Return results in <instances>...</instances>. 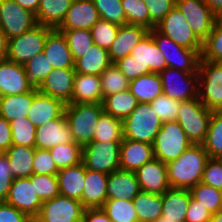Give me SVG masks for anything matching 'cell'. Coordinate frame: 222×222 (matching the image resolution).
<instances>
[{"mask_svg": "<svg viewBox=\"0 0 222 222\" xmlns=\"http://www.w3.org/2000/svg\"><path fill=\"white\" fill-rule=\"evenodd\" d=\"M100 18L119 26L126 25L127 20L121 0H92Z\"/></svg>", "mask_w": 222, "mask_h": 222, "instance_id": "cell-48", "label": "cell"}, {"mask_svg": "<svg viewBox=\"0 0 222 222\" xmlns=\"http://www.w3.org/2000/svg\"><path fill=\"white\" fill-rule=\"evenodd\" d=\"M163 94L178 101H187L198 97L199 74L187 73L167 67L158 73Z\"/></svg>", "mask_w": 222, "mask_h": 222, "instance_id": "cell-11", "label": "cell"}, {"mask_svg": "<svg viewBox=\"0 0 222 222\" xmlns=\"http://www.w3.org/2000/svg\"><path fill=\"white\" fill-rule=\"evenodd\" d=\"M100 79L103 99L111 94L129 89V80L114 63L100 75Z\"/></svg>", "mask_w": 222, "mask_h": 222, "instance_id": "cell-44", "label": "cell"}, {"mask_svg": "<svg viewBox=\"0 0 222 222\" xmlns=\"http://www.w3.org/2000/svg\"><path fill=\"white\" fill-rule=\"evenodd\" d=\"M162 123L150 103H139L123 120V137L152 145Z\"/></svg>", "mask_w": 222, "mask_h": 222, "instance_id": "cell-4", "label": "cell"}, {"mask_svg": "<svg viewBox=\"0 0 222 222\" xmlns=\"http://www.w3.org/2000/svg\"><path fill=\"white\" fill-rule=\"evenodd\" d=\"M191 145L193 144L176 120L163 122L152 144L153 155L167 164L178 159Z\"/></svg>", "mask_w": 222, "mask_h": 222, "instance_id": "cell-6", "label": "cell"}, {"mask_svg": "<svg viewBox=\"0 0 222 222\" xmlns=\"http://www.w3.org/2000/svg\"><path fill=\"white\" fill-rule=\"evenodd\" d=\"M43 54L57 69L74 68V59L62 32L53 29L46 37Z\"/></svg>", "mask_w": 222, "mask_h": 222, "instance_id": "cell-26", "label": "cell"}, {"mask_svg": "<svg viewBox=\"0 0 222 222\" xmlns=\"http://www.w3.org/2000/svg\"><path fill=\"white\" fill-rule=\"evenodd\" d=\"M111 64L108 50L94 44L84 56L74 61V70L76 73L100 76Z\"/></svg>", "mask_w": 222, "mask_h": 222, "instance_id": "cell-30", "label": "cell"}, {"mask_svg": "<svg viewBox=\"0 0 222 222\" xmlns=\"http://www.w3.org/2000/svg\"><path fill=\"white\" fill-rule=\"evenodd\" d=\"M73 0H40L35 14L38 24L57 29L63 22Z\"/></svg>", "mask_w": 222, "mask_h": 222, "instance_id": "cell-33", "label": "cell"}, {"mask_svg": "<svg viewBox=\"0 0 222 222\" xmlns=\"http://www.w3.org/2000/svg\"><path fill=\"white\" fill-rule=\"evenodd\" d=\"M83 147L76 142L59 144L49 149L58 170L78 165L82 162Z\"/></svg>", "mask_w": 222, "mask_h": 222, "instance_id": "cell-40", "label": "cell"}, {"mask_svg": "<svg viewBox=\"0 0 222 222\" xmlns=\"http://www.w3.org/2000/svg\"><path fill=\"white\" fill-rule=\"evenodd\" d=\"M37 92V87H35L29 92L0 97V117L5 118L8 122L27 117L33 97Z\"/></svg>", "mask_w": 222, "mask_h": 222, "instance_id": "cell-32", "label": "cell"}, {"mask_svg": "<svg viewBox=\"0 0 222 222\" xmlns=\"http://www.w3.org/2000/svg\"><path fill=\"white\" fill-rule=\"evenodd\" d=\"M12 132V145L35 148L36 127L27 117L9 122Z\"/></svg>", "mask_w": 222, "mask_h": 222, "instance_id": "cell-43", "label": "cell"}, {"mask_svg": "<svg viewBox=\"0 0 222 222\" xmlns=\"http://www.w3.org/2000/svg\"><path fill=\"white\" fill-rule=\"evenodd\" d=\"M121 142L92 141L82 149V163L86 169L111 174L120 169Z\"/></svg>", "mask_w": 222, "mask_h": 222, "instance_id": "cell-9", "label": "cell"}, {"mask_svg": "<svg viewBox=\"0 0 222 222\" xmlns=\"http://www.w3.org/2000/svg\"><path fill=\"white\" fill-rule=\"evenodd\" d=\"M211 216L207 209L191 197L185 222H209Z\"/></svg>", "mask_w": 222, "mask_h": 222, "instance_id": "cell-58", "label": "cell"}, {"mask_svg": "<svg viewBox=\"0 0 222 222\" xmlns=\"http://www.w3.org/2000/svg\"><path fill=\"white\" fill-rule=\"evenodd\" d=\"M81 222H111L101 208H86Z\"/></svg>", "mask_w": 222, "mask_h": 222, "instance_id": "cell-60", "label": "cell"}, {"mask_svg": "<svg viewBox=\"0 0 222 222\" xmlns=\"http://www.w3.org/2000/svg\"><path fill=\"white\" fill-rule=\"evenodd\" d=\"M158 49L164 55L167 67L187 73H197L202 49H188L177 45L169 37L159 33L155 28L149 30Z\"/></svg>", "mask_w": 222, "mask_h": 222, "instance_id": "cell-8", "label": "cell"}, {"mask_svg": "<svg viewBox=\"0 0 222 222\" xmlns=\"http://www.w3.org/2000/svg\"><path fill=\"white\" fill-rule=\"evenodd\" d=\"M123 121L103 112L97 122L93 141L122 142Z\"/></svg>", "mask_w": 222, "mask_h": 222, "instance_id": "cell-38", "label": "cell"}, {"mask_svg": "<svg viewBox=\"0 0 222 222\" xmlns=\"http://www.w3.org/2000/svg\"><path fill=\"white\" fill-rule=\"evenodd\" d=\"M7 52H8V38L0 29V60L6 59Z\"/></svg>", "mask_w": 222, "mask_h": 222, "instance_id": "cell-62", "label": "cell"}, {"mask_svg": "<svg viewBox=\"0 0 222 222\" xmlns=\"http://www.w3.org/2000/svg\"><path fill=\"white\" fill-rule=\"evenodd\" d=\"M85 209L81 201L59 194L43 201L36 219L39 222H81Z\"/></svg>", "mask_w": 222, "mask_h": 222, "instance_id": "cell-12", "label": "cell"}, {"mask_svg": "<svg viewBox=\"0 0 222 222\" xmlns=\"http://www.w3.org/2000/svg\"><path fill=\"white\" fill-rule=\"evenodd\" d=\"M0 222H32V219L7 202H0Z\"/></svg>", "mask_w": 222, "mask_h": 222, "instance_id": "cell-57", "label": "cell"}, {"mask_svg": "<svg viewBox=\"0 0 222 222\" xmlns=\"http://www.w3.org/2000/svg\"><path fill=\"white\" fill-rule=\"evenodd\" d=\"M119 30V25L100 19L91 29L94 44L109 50Z\"/></svg>", "mask_w": 222, "mask_h": 222, "instance_id": "cell-50", "label": "cell"}, {"mask_svg": "<svg viewBox=\"0 0 222 222\" xmlns=\"http://www.w3.org/2000/svg\"><path fill=\"white\" fill-rule=\"evenodd\" d=\"M153 158L151 144L123 138L120 146V169L136 172Z\"/></svg>", "mask_w": 222, "mask_h": 222, "instance_id": "cell-24", "label": "cell"}, {"mask_svg": "<svg viewBox=\"0 0 222 222\" xmlns=\"http://www.w3.org/2000/svg\"><path fill=\"white\" fill-rule=\"evenodd\" d=\"M65 107L66 104L61 100L38 91L33 97L27 118L37 128L48 121L61 117L64 114Z\"/></svg>", "mask_w": 222, "mask_h": 222, "instance_id": "cell-23", "label": "cell"}, {"mask_svg": "<svg viewBox=\"0 0 222 222\" xmlns=\"http://www.w3.org/2000/svg\"><path fill=\"white\" fill-rule=\"evenodd\" d=\"M191 197L200 203L211 214L221 210L222 191L203 182L189 189Z\"/></svg>", "mask_w": 222, "mask_h": 222, "instance_id": "cell-42", "label": "cell"}, {"mask_svg": "<svg viewBox=\"0 0 222 222\" xmlns=\"http://www.w3.org/2000/svg\"><path fill=\"white\" fill-rule=\"evenodd\" d=\"M19 6L28 11L37 13L40 0H14Z\"/></svg>", "mask_w": 222, "mask_h": 222, "instance_id": "cell-61", "label": "cell"}, {"mask_svg": "<svg viewBox=\"0 0 222 222\" xmlns=\"http://www.w3.org/2000/svg\"><path fill=\"white\" fill-rule=\"evenodd\" d=\"M102 103H68L64 115L72 132L73 141L84 147L93 141Z\"/></svg>", "mask_w": 222, "mask_h": 222, "instance_id": "cell-3", "label": "cell"}, {"mask_svg": "<svg viewBox=\"0 0 222 222\" xmlns=\"http://www.w3.org/2000/svg\"><path fill=\"white\" fill-rule=\"evenodd\" d=\"M155 222H175V221L170 219H165L164 217L161 216Z\"/></svg>", "mask_w": 222, "mask_h": 222, "instance_id": "cell-66", "label": "cell"}, {"mask_svg": "<svg viewBox=\"0 0 222 222\" xmlns=\"http://www.w3.org/2000/svg\"><path fill=\"white\" fill-rule=\"evenodd\" d=\"M12 168L5 153H0V202H5L13 182Z\"/></svg>", "mask_w": 222, "mask_h": 222, "instance_id": "cell-56", "label": "cell"}, {"mask_svg": "<svg viewBox=\"0 0 222 222\" xmlns=\"http://www.w3.org/2000/svg\"><path fill=\"white\" fill-rule=\"evenodd\" d=\"M204 2L214 14H217L222 9V0H204Z\"/></svg>", "mask_w": 222, "mask_h": 222, "instance_id": "cell-63", "label": "cell"}, {"mask_svg": "<svg viewBox=\"0 0 222 222\" xmlns=\"http://www.w3.org/2000/svg\"><path fill=\"white\" fill-rule=\"evenodd\" d=\"M101 79L98 75L76 73L72 103H102Z\"/></svg>", "mask_w": 222, "mask_h": 222, "instance_id": "cell-29", "label": "cell"}, {"mask_svg": "<svg viewBox=\"0 0 222 222\" xmlns=\"http://www.w3.org/2000/svg\"><path fill=\"white\" fill-rule=\"evenodd\" d=\"M176 8L182 12L195 36L203 42L212 32L215 14L204 0H176Z\"/></svg>", "mask_w": 222, "mask_h": 222, "instance_id": "cell-14", "label": "cell"}, {"mask_svg": "<svg viewBox=\"0 0 222 222\" xmlns=\"http://www.w3.org/2000/svg\"><path fill=\"white\" fill-rule=\"evenodd\" d=\"M58 172L50 151L35 148L33 174L57 175Z\"/></svg>", "mask_w": 222, "mask_h": 222, "instance_id": "cell-54", "label": "cell"}, {"mask_svg": "<svg viewBox=\"0 0 222 222\" xmlns=\"http://www.w3.org/2000/svg\"><path fill=\"white\" fill-rule=\"evenodd\" d=\"M66 37L68 47L74 61L84 56L85 52L94 45L91 31L86 29L58 30Z\"/></svg>", "mask_w": 222, "mask_h": 222, "instance_id": "cell-45", "label": "cell"}, {"mask_svg": "<svg viewBox=\"0 0 222 222\" xmlns=\"http://www.w3.org/2000/svg\"><path fill=\"white\" fill-rule=\"evenodd\" d=\"M135 173L143 191L162 195L170 188L167 166L156 158L145 163Z\"/></svg>", "mask_w": 222, "mask_h": 222, "instance_id": "cell-21", "label": "cell"}, {"mask_svg": "<svg viewBox=\"0 0 222 222\" xmlns=\"http://www.w3.org/2000/svg\"><path fill=\"white\" fill-rule=\"evenodd\" d=\"M180 104L181 101L169 98L164 94L150 103L162 122L175 121L179 113Z\"/></svg>", "mask_w": 222, "mask_h": 222, "instance_id": "cell-51", "label": "cell"}, {"mask_svg": "<svg viewBox=\"0 0 222 222\" xmlns=\"http://www.w3.org/2000/svg\"><path fill=\"white\" fill-rule=\"evenodd\" d=\"M73 142L65 115L36 128L35 148L49 150L59 144Z\"/></svg>", "mask_w": 222, "mask_h": 222, "instance_id": "cell-20", "label": "cell"}, {"mask_svg": "<svg viewBox=\"0 0 222 222\" xmlns=\"http://www.w3.org/2000/svg\"><path fill=\"white\" fill-rule=\"evenodd\" d=\"M74 68H54L37 90L45 95L61 100L65 104L72 103L74 87Z\"/></svg>", "mask_w": 222, "mask_h": 222, "instance_id": "cell-18", "label": "cell"}, {"mask_svg": "<svg viewBox=\"0 0 222 222\" xmlns=\"http://www.w3.org/2000/svg\"><path fill=\"white\" fill-rule=\"evenodd\" d=\"M149 33V29L140 25H121L114 42L108 50L112 63L130 55L136 45Z\"/></svg>", "mask_w": 222, "mask_h": 222, "instance_id": "cell-22", "label": "cell"}, {"mask_svg": "<svg viewBox=\"0 0 222 222\" xmlns=\"http://www.w3.org/2000/svg\"><path fill=\"white\" fill-rule=\"evenodd\" d=\"M12 146V132L9 122L0 117V153H4Z\"/></svg>", "mask_w": 222, "mask_h": 222, "instance_id": "cell-59", "label": "cell"}, {"mask_svg": "<svg viewBox=\"0 0 222 222\" xmlns=\"http://www.w3.org/2000/svg\"><path fill=\"white\" fill-rule=\"evenodd\" d=\"M102 104L105 113L123 121L133 112L139 102L128 89L106 96Z\"/></svg>", "mask_w": 222, "mask_h": 222, "instance_id": "cell-37", "label": "cell"}, {"mask_svg": "<svg viewBox=\"0 0 222 222\" xmlns=\"http://www.w3.org/2000/svg\"><path fill=\"white\" fill-rule=\"evenodd\" d=\"M23 66L34 87H38L53 70V67L43 53L34 56Z\"/></svg>", "mask_w": 222, "mask_h": 222, "instance_id": "cell-49", "label": "cell"}, {"mask_svg": "<svg viewBox=\"0 0 222 222\" xmlns=\"http://www.w3.org/2000/svg\"><path fill=\"white\" fill-rule=\"evenodd\" d=\"M162 35L169 37L177 45L188 49H202V42L190 29L187 19L176 6L155 27Z\"/></svg>", "mask_w": 222, "mask_h": 222, "instance_id": "cell-15", "label": "cell"}, {"mask_svg": "<svg viewBox=\"0 0 222 222\" xmlns=\"http://www.w3.org/2000/svg\"><path fill=\"white\" fill-rule=\"evenodd\" d=\"M14 178H27L33 174L35 148L12 145L4 152Z\"/></svg>", "mask_w": 222, "mask_h": 222, "instance_id": "cell-36", "label": "cell"}, {"mask_svg": "<svg viewBox=\"0 0 222 222\" xmlns=\"http://www.w3.org/2000/svg\"><path fill=\"white\" fill-rule=\"evenodd\" d=\"M198 98L209 110H222V63L200 59Z\"/></svg>", "mask_w": 222, "mask_h": 222, "instance_id": "cell-10", "label": "cell"}, {"mask_svg": "<svg viewBox=\"0 0 222 222\" xmlns=\"http://www.w3.org/2000/svg\"><path fill=\"white\" fill-rule=\"evenodd\" d=\"M201 59L222 63V25L214 23L212 32L202 42Z\"/></svg>", "mask_w": 222, "mask_h": 222, "instance_id": "cell-46", "label": "cell"}, {"mask_svg": "<svg viewBox=\"0 0 222 222\" xmlns=\"http://www.w3.org/2000/svg\"><path fill=\"white\" fill-rule=\"evenodd\" d=\"M129 90L139 103H151L163 94L158 73H148L130 81Z\"/></svg>", "mask_w": 222, "mask_h": 222, "instance_id": "cell-34", "label": "cell"}, {"mask_svg": "<svg viewBox=\"0 0 222 222\" xmlns=\"http://www.w3.org/2000/svg\"><path fill=\"white\" fill-rule=\"evenodd\" d=\"M34 88L23 65L0 60V97L22 94Z\"/></svg>", "mask_w": 222, "mask_h": 222, "instance_id": "cell-17", "label": "cell"}, {"mask_svg": "<svg viewBox=\"0 0 222 222\" xmlns=\"http://www.w3.org/2000/svg\"><path fill=\"white\" fill-rule=\"evenodd\" d=\"M208 153L203 145H191L176 160L166 164L170 187L190 189L201 182Z\"/></svg>", "mask_w": 222, "mask_h": 222, "instance_id": "cell-2", "label": "cell"}, {"mask_svg": "<svg viewBox=\"0 0 222 222\" xmlns=\"http://www.w3.org/2000/svg\"><path fill=\"white\" fill-rule=\"evenodd\" d=\"M127 24L140 25L151 30L148 8L142 0H121Z\"/></svg>", "mask_w": 222, "mask_h": 222, "instance_id": "cell-47", "label": "cell"}, {"mask_svg": "<svg viewBox=\"0 0 222 222\" xmlns=\"http://www.w3.org/2000/svg\"><path fill=\"white\" fill-rule=\"evenodd\" d=\"M132 201L138 222H155L161 217L163 204L160 194L141 190Z\"/></svg>", "mask_w": 222, "mask_h": 222, "instance_id": "cell-35", "label": "cell"}, {"mask_svg": "<svg viewBox=\"0 0 222 222\" xmlns=\"http://www.w3.org/2000/svg\"><path fill=\"white\" fill-rule=\"evenodd\" d=\"M16 209L35 219L41 210L42 201L34 189V174L27 178H14L6 201Z\"/></svg>", "mask_w": 222, "mask_h": 222, "instance_id": "cell-16", "label": "cell"}, {"mask_svg": "<svg viewBox=\"0 0 222 222\" xmlns=\"http://www.w3.org/2000/svg\"><path fill=\"white\" fill-rule=\"evenodd\" d=\"M108 175L85 168L82 205L85 208H101L107 200Z\"/></svg>", "mask_w": 222, "mask_h": 222, "instance_id": "cell-27", "label": "cell"}, {"mask_svg": "<svg viewBox=\"0 0 222 222\" xmlns=\"http://www.w3.org/2000/svg\"><path fill=\"white\" fill-rule=\"evenodd\" d=\"M52 30L51 27L37 24L24 34L8 39L6 59L23 65L34 56L42 54L46 37Z\"/></svg>", "mask_w": 222, "mask_h": 222, "instance_id": "cell-7", "label": "cell"}, {"mask_svg": "<svg viewBox=\"0 0 222 222\" xmlns=\"http://www.w3.org/2000/svg\"><path fill=\"white\" fill-rule=\"evenodd\" d=\"M150 13L151 30L176 6V0H142Z\"/></svg>", "mask_w": 222, "mask_h": 222, "instance_id": "cell-53", "label": "cell"}, {"mask_svg": "<svg viewBox=\"0 0 222 222\" xmlns=\"http://www.w3.org/2000/svg\"><path fill=\"white\" fill-rule=\"evenodd\" d=\"M101 209L111 222H138L133 201L107 199Z\"/></svg>", "mask_w": 222, "mask_h": 222, "instance_id": "cell-41", "label": "cell"}, {"mask_svg": "<svg viewBox=\"0 0 222 222\" xmlns=\"http://www.w3.org/2000/svg\"><path fill=\"white\" fill-rule=\"evenodd\" d=\"M100 15L92 0H73L67 14L57 30H90L99 20Z\"/></svg>", "mask_w": 222, "mask_h": 222, "instance_id": "cell-19", "label": "cell"}, {"mask_svg": "<svg viewBox=\"0 0 222 222\" xmlns=\"http://www.w3.org/2000/svg\"><path fill=\"white\" fill-rule=\"evenodd\" d=\"M215 23L222 25V9L217 14H215Z\"/></svg>", "mask_w": 222, "mask_h": 222, "instance_id": "cell-65", "label": "cell"}, {"mask_svg": "<svg viewBox=\"0 0 222 222\" xmlns=\"http://www.w3.org/2000/svg\"><path fill=\"white\" fill-rule=\"evenodd\" d=\"M36 16L14 0H1L0 29L8 39L20 36L37 25Z\"/></svg>", "mask_w": 222, "mask_h": 222, "instance_id": "cell-13", "label": "cell"}, {"mask_svg": "<svg viewBox=\"0 0 222 222\" xmlns=\"http://www.w3.org/2000/svg\"><path fill=\"white\" fill-rule=\"evenodd\" d=\"M57 179L61 195L77 199L82 203L85 180V167L82 162L78 165L59 170Z\"/></svg>", "mask_w": 222, "mask_h": 222, "instance_id": "cell-31", "label": "cell"}, {"mask_svg": "<svg viewBox=\"0 0 222 222\" xmlns=\"http://www.w3.org/2000/svg\"><path fill=\"white\" fill-rule=\"evenodd\" d=\"M34 189L42 202L55 198L60 194L57 175L34 174Z\"/></svg>", "mask_w": 222, "mask_h": 222, "instance_id": "cell-52", "label": "cell"}, {"mask_svg": "<svg viewBox=\"0 0 222 222\" xmlns=\"http://www.w3.org/2000/svg\"><path fill=\"white\" fill-rule=\"evenodd\" d=\"M162 217L175 222H185L191 199L189 189L170 187L162 195Z\"/></svg>", "mask_w": 222, "mask_h": 222, "instance_id": "cell-28", "label": "cell"}, {"mask_svg": "<svg viewBox=\"0 0 222 222\" xmlns=\"http://www.w3.org/2000/svg\"><path fill=\"white\" fill-rule=\"evenodd\" d=\"M130 81L148 74L159 73L167 68L164 55L148 33L131 51L130 55L114 63Z\"/></svg>", "mask_w": 222, "mask_h": 222, "instance_id": "cell-1", "label": "cell"}, {"mask_svg": "<svg viewBox=\"0 0 222 222\" xmlns=\"http://www.w3.org/2000/svg\"><path fill=\"white\" fill-rule=\"evenodd\" d=\"M107 199L132 201L141 191L136 173L118 169L108 175Z\"/></svg>", "mask_w": 222, "mask_h": 222, "instance_id": "cell-25", "label": "cell"}, {"mask_svg": "<svg viewBox=\"0 0 222 222\" xmlns=\"http://www.w3.org/2000/svg\"><path fill=\"white\" fill-rule=\"evenodd\" d=\"M212 112L200 102L198 97L181 102L176 121L193 145L204 143Z\"/></svg>", "mask_w": 222, "mask_h": 222, "instance_id": "cell-5", "label": "cell"}, {"mask_svg": "<svg viewBox=\"0 0 222 222\" xmlns=\"http://www.w3.org/2000/svg\"><path fill=\"white\" fill-rule=\"evenodd\" d=\"M202 145L209 158L222 159V110L212 112L206 138Z\"/></svg>", "mask_w": 222, "mask_h": 222, "instance_id": "cell-39", "label": "cell"}, {"mask_svg": "<svg viewBox=\"0 0 222 222\" xmlns=\"http://www.w3.org/2000/svg\"><path fill=\"white\" fill-rule=\"evenodd\" d=\"M209 222H222V210L212 214Z\"/></svg>", "mask_w": 222, "mask_h": 222, "instance_id": "cell-64", "label": "cell"}, {"mask_svg": "<svg viewBox=\"0 0 222 222\" xmlns=\"http://www.w3.org/2000/svg\"><path fill=\"white\" fill-rule=\"evenodd\" d=\"M201 182L222 191V159L207 160Z\"/></svg>", "mask_w": 222, "mask_h": 222, "instance_id": "cell-55", "label": "cell"}, {"mask_svg": "<svg viewBox=\"0 0 222 222\" xmlns=\"http://www.w3.org/2000/svg\"><path fill=\"white\" fill-rule=\"evenodd\" d=\"M32 222H39L36 218L32 220Z\"/></svg>", "mask_w": 222, "mask_h": 222, "instance_id": "cell-67", "label": "cell"}]
</instances>
